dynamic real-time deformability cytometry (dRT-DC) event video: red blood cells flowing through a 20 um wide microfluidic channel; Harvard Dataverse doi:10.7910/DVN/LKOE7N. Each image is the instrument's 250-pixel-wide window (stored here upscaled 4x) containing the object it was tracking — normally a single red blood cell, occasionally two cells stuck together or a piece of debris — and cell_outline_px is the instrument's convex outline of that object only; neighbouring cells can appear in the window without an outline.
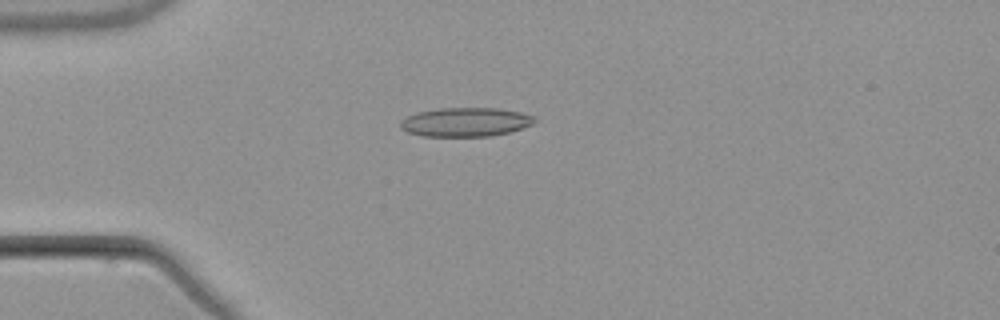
{"species": "common noctule bat (a hibernating species)", "species_latin": "Nyctalus noctula", "temperature_condition": "warm", "stored_images_in_passage": 3, "camera_frame_rate_fps": 3000, "um_per_image_px": 0.085, "animal": {"sex": "male", "body_mass_g": 21.5, "forearm_length_mm": 52.0}, "frame": {"image": 1, "passage_image": 2, "time_ms": 1.0, "image_size_px": [1000, 320], "cell_outline_px": [[536, 120], [532, 124], [508, 132], [492, 136], [424, 136], [408, 132], [400, 128], [400, 120], [416, 112], [440, 108], [496, 108], [520, 112], [536, 116]], "centroid_in_image_um": [39.55, 10.37], "position_along_channel_um": 45.4, "area_um2": 22.6}}